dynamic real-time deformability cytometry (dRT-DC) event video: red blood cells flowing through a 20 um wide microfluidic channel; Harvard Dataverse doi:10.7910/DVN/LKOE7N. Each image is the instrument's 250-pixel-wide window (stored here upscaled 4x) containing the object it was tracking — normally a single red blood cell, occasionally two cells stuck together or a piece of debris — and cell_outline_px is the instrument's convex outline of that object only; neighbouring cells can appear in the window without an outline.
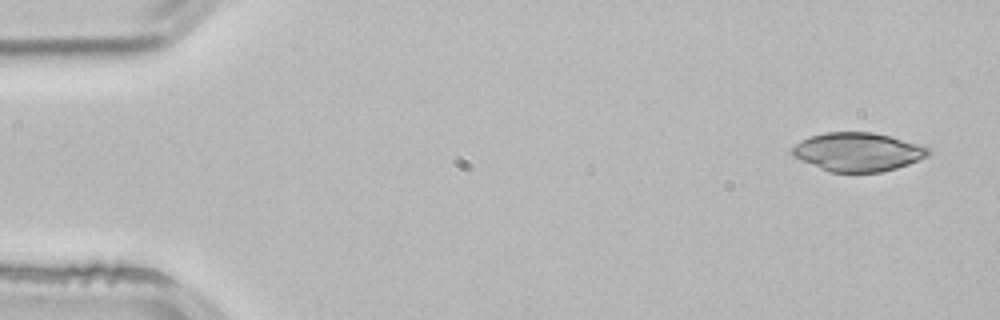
{"species": "common noctule bat (a hibernating species)", "species_latin": "Nyctalus noctula", "temperature_condition": "room temperature", "stored_images_in_passage": 3, "camera_frame_rate_fps": 3000, "um_per_image_px": 0.085, "animal": {"sex": "male", "body_mass_g": 21.5, "forearm_length_mm": 52.0}, "frame": {"image": 1, "passage_image": 1, "time_ms": 0.0, "image_size_px": [1000, 320], "cell_outline_px": [[932, 152], [928, 156], [908, 164], [896, 168], [880, 172], [828, 172], [800, 160], [792, 156], [792, 148], [800, 140], [824, 132], [872, 132], [888, 136], [932, 148]], "centroid_in_image_um": [72.9, 12.92], "position_along_channel_um": 12.1, "area_um2": 30.63}}